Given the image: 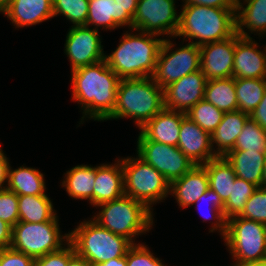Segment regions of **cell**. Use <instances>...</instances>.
Wrapping results in <instances>:
<instances>
[{"label": "cell", "mask_w": 266, "mask_h": 266, "mask_svg": "<svg viewBox=\"0 0 266 266\" xmlns=\"http://www.w3.org/2000/svg\"><path fill=\"white\" fill-rule=\"evenodd\" d=\"M72 99L81 106L83 117L106 120L114 111L120 78L106 60L71 71ZM80 102V103H79Z\"/></svg>", "instance_id": "1"}, {"label": "cell", "mask_w": 266, "mask_h": 266, "mask_svg": "<svg viewBox=\"0 0 266 266\" xmlns=\"http://www.w3.org/2000/svg\"><path fill=\"white\" fill-rule=\"evenodd\" d=\"M126 32L112 54H105L107 65L120 79L152 77L164 39L141 31Z\"/></svg>", "instance_id": "2"}, {"label": "cell", "mask_w": 266, "mask_h": 266, "mask_svg": "<svg viewBox=\"0 0 266 266\" xmlns=\"http://www.w3.org/2000/svg\"><path fill=\"white\" fill-rule=\"evenodd\" d=\"M182 6V11L179 13V28L175 37L182 36L186 41L192 39L190 43L202 46L228 39L236 33V8Z\"/></svg>", "instance_id": "3"}, {"label": "cell", "mask_w": 266, "mask_h": 266, "mask_svg": "<svg viewBox=\"0 0 266 266\" xmlns=\"http://www.w3.org/2000/svg\"><path fill=\"white\" fill-rule=\"evenodd\" d=\"M164 108L163 89L152 77L121 79L113 113L106 119L131 118L141 129Z\"/></svg>", "instance_id": "4"}, {"label": "cell", "mask_w": 266, "mask_h": 266, "mask_svg": "<svg viewBox=\"0 0 266 266\" xmlns=\"http://www.w3.org/2000/svg\"><path fill=\"white\" fill-rule=\"evenodd\" d=\"M101 211L92 218L101 227L128 239L132 244L134 237L145 234L153 226V211L144 203L123 195L122 197L98 205ZM134 240V241H133Z\"/></svg>", "instance_id": "5"}, {"label": "cell", "mask_w": 266, "mask_h": 266, "mask_svg": "<svg viewBox=\"0 0 266 266\" xmlns=\"http://www.w3.org/2000/svg\"><path fill=\"white\" fill-rule=\"evenodd\" d=\"M68 234L76 254L87 259L93 266L124 257L133 245L125 237L101 227L93 219L81 222Z\"/></svg>", "instance_id": "6"}, {"label": "cell", "mask_w": 266, "mask_h": 266, "mask_svg": "<svg viewBox=\"0 0 266 266\" xmlns=\"http://www.w3.org/2000/svg\"><path fill=\"white\" fill-rule=\"evenodd\" d=\"M232 259L231 266H258L266 264V225L234 216L227 220L224 238Z\"/></svg>", "instance_id": "7"}, {"label": "cell", "mask_w": 266, "mask_h": 266, "mask_svg": "<svg viewBox=\"0 0 266 266\" xmlns=\"http://www.w3.org/2000/svg\"><path fill=\"white\" fill-rule=\"evenodd\" d=\"M121 164L124 195L144 203L151 211L152 204L159 203L170 195V183L138 155L136 158H121Z\"/></svg>", "instance_id": "8"}, {"label": "cell", "mask_w": 266, "mask_h": 266, "mask_svg": "<svg viewBox=\"0 0 266 266\" xmlns=\"http://www.w3.org/2000/svg\"><path fill=\"white\" fill-rule=\"evenodd\" d=\"M58 219L56 216L50 221L40 223L19 221L12 228L10 247L35 260L60 250L69 241V234H61Z\"/></svg>", "instance_id": "9"}, {"label": "cell", "mask_w": 266, "mask_h": 266, "mask_svg": "<svg viewBox=\"0 0 266 266\" xmlns=\"http://www.w3.org/2000/svg\"><path fill=\"white\" fill-rule=\"evenodd\" d=\"M174 46L176 45L170 39L164 38L152 75V79L162 89L185 75L200 70V47L198 45L189 42L176 50L172 48Z\"/></svg>", "instance_id": "10"}, {"label": "cell", "mask_w": 266, "mask_h": 266, "mask_svg": "<svg viewBox=\"0 0 266 266\" xmlns=\"http://www.w3.org/2000/svg\"><path fill=\"white\" fill-rule=\"evenodd\" d=\"M136 151L140 158L159 171L170 184L195 166L177 146L148 140L141 132Z\"/></svg>", "instance_id": "11"}, {"label": "cell", "mask_w": 266, "mask_h": 266, "mask_svg": "<svg viewBox=\"0 0 266 266\" xmlns=\"http://www.w3.org/2000/svg\"><path fill=\"white\" fill-rule=\"evenodd\" d=\"M175 0H138L133 17V31L175 37L179 16Z\"/></svg>", "instance_id": "12"}, {"label": "cell", "mask_w": 266, "mask_h": 266, "mask_svg": "<svg viewBox=\"0 0 266 266\" xmlns=\"http://www.w3.org/2000/svg\"><path fill=\"white\" fill-rule=\"evenodd\" d=\"M71 27L66 36L64 49L71 63V71L105 59L98 30L85 25Z\"/></svg>", "instance_id": "13"}, {"label": "cell", "mask_w": 266, "mask_h": 266, "mask_svg": "<svg viewBox=\"0 0 266 266\" xmlns=\"http://www.w3.org/2000/svg\"><path fill=\"white\" fill-rule=\"evenodd\" d=\"M206 83L201 69L171 83L163 89L164 108L186 113L204 99Z\"/></svg>", "instance_id": "14"}, {"label": "cell", "mask_w": 266, "mask_h": 266, "mask_svg": "<svg viewBox=\"0 0 266 266\" xmlns=\"http://www.w3.org/2000/svg\"><path fill=\"white\" fill-rule=\"evenodd\" d=\"M200 47V69L207 80L233 77L235 34Z\"/></svg>", "instance_id": "15"}, {"label": "cell", "mask_w": 266, "mask_h": 266, "mask_svg": "<svg viewBox=\"0 0 266 266\" xmlns=\"http://www.w3.org/2000/svg\"><path fill=\"white\" fill-rule=\"evenodd\" d=\"M233 78H266V47L258 50V43L235 33Z\"/></svg>", "instance_id": "16"}, {"label": "cell", "mask_w": 266, "mask_h": 266, "mask_svg": "<svg viewBox=\"0 0 266 266\" xmlns=\"http://www.w3.org/2000/svg\"><path fill=\"white\" fill-rule=\"evenodd\" d=\"M177 147L195 165H203L218 157L212 149L211 134L187 116L181 121Z\"/></svg>", "instance_id": "17"}, {"label": "cell", "mask_w": 266, "mask_h": 266, "mask_svg": "<svg viewBox=\"0 0 266 266\" xmlns=\"http://www.w3.org/2000/svg\"><path fill=\"white\" fill-rule=\"evenodd\" d=\"M2 14L16 28L32 26L53 18V0H11Z\"/></svg>", "instance_id": "18"}, {"label": "cell", "mask_w": 266, "mask_h": 266, "mask_svg": "<svg viewBox=\"0 0 266 266\" xmlns=\"http://www.w3.org/2000/svg\"><path fill=\"white\" fill-rule=\"evenodd\" d=\"M186 113L163 108L150 119L140 132L151 141L177 146L180 136V126Z\"/></svg>", "instance_id": "19"}, {"label": "cell", "mask_w": 266, "mask_h": 266, "mask_svg": "<svg viewBox=\"0 0 266 266\" xmlns=\"http://www.w3.org/2000/svg\"><path fill=\"white\" fill-rule=\"evenodd\" d=\"M116 160L114 164H101L100 166H96L94 207L113 201L124 195L121 159Z\"/></svg>", "instance_id": "20"}, {"label": "cell", "mask_w": 266, "mask_h": 266, "mask_svg": "<svg viewBox=\"0 0 266 266\" xmlns=\"http://www.w3.org/2000/svg\"><path fill=\"white\" fill-rule=\"evenodd\" d=\"M209 188V178L202 165H195L189 172L170 184V194L182 208L192 206Z\"/></svg>", "instance_id": "21"}, {"label": "cell", "mask_w": 266, "mask_h": 266, "mask_svg": "<svg viewBox=\"0 0 266 266\" xmlns=\"http://www.w3.org/2000/svg\"><path fill=\"white\" fill-rule=\"evenodd\" d=\"M249 118L250 115L240 110L224 113L222 121L211 134L212 149L217 156L224 157L234 148L238 135Z\"/></svg>", "instance_id": "22"}, {"label": "cell", "mask_w": 266, "mask_h": 266, "mask_svg": "<svg viewBox=\"0 0 266 266\" xmlns=\"http://www.w3.org/2000/svg\"><path fill=\"white\" fill-rule=\"evenodd\" d=\"M235 18L236 33L241 37L251 38L247 32L264 36L266 34V0H245L238 3ZM244 27L249 31L246 32Z\"/></svg>", "instance_id": "23"}, {"label": "cell", "mask_w": 266, "mask_h": 266, "mask_svg": "<svg viewBox=\"0 0 266 266\" xmlns=\"http://www.w3.org/2000/svg\"><path fill=\"white\" fill-rule=\"evenodd\" d=\"M224 157L233 166L238 178L253 183L257 187L262 186V171L266 153L230 150Z\"/></svg>", "instance_id": "24"}, {"label": "cell", "mask_w": 266, "mask_h": 266, "mask_svg": "<svg viewBox=\"0 0 266 266\" xmlns=\"http://www.w3.org/2000/svg\"><path fill=\"white\" fill-rule=\"evenodd\" d=\"M96 166L77 165L65 173L62 186L71 198L88 200L94 206Z\"/></svg>", "instance_id": "25"}, {"label": "cell", "mask_w": 266, "mask_h": 266, "mask_svg": "<svg viewBox=\"0 0 266 266\" xmlns=\"http://www.w3.org/2000/svg\"><path fill=\"white\" fill-rule=\"evenodd\" d=\"M7 189L22 195H45L44 174L31 167L20 166L12 170L9 166Z\"/></svg>", "instance_id": "26"}, {"label": "cell", "mask_w": 266, "mask_h": 266, "mask_svg": "<svg viewBox=\"0 0 266 266\" xmlns=\"http://www.w3.org/2000/svg\"><path fill=\"white\" fill-rule=\"evenodd\" d=\"M208 174L209 188L215 191L225 203L236 179L233 166L225 157L218 156L202 165Z\"/></svg>", "instance_id": "27"}, {"label": "cell", "mask_w": 266, "mask_h": 266, "mask_svg": "<svg viewBox=\"0 0 266 266\" xmlns=\"http://www.w3.org/2000/svg\"><path fill=\"white\" fill-rule=\"evenodd\" d=\"M47 194L18 196L19 221L40 223L54 219L57 214Z\"/></svg>", "instance_id": "28"}, {"label": "cell", "mask_w": 266, "mask_h": 266, "mask_svg": "<svg viewBox=\"0 0 266 266\" xmlns=\"http://www.w3.org/2000/svg\"><path fill=\"white\" fill-rule=\"evenodd\" d=\"M204 99L224 113L238 110L235 79L207 80Z\"/></svg>", "instance_id": "29"}, {"label": "cell", "mask_w": 266, "mask_h": 266, "mask_svg": "<svg viewBox=\"0 0 266 266\" xmlns=\"http://www.w3.org/2000/svg\"><path fill=\"white\" fill-rule=\"evenodd\" d=\"M238 110L250 115L261 102L266 90V78L235 79Z\"/></svg>", "instance_id": "30"}, {"label": "cell", "mask_w": 266, "mask_h": 266, "mask_svg": "<svg viewBox=\"0 0 266 266\" xmlns=\"http://www.w3.org/2000/svg\"><path fill=\"white\" fill-rule=\"evenodd\" d=\"M102 29L119 28V6L114 0H89V11L85 26Z\"/></svg>", "instance_id": "31"}, {"label": "cell", "mask_w": 266, "mask_h": 266, "mask_svg": "<svg viewBox=\"0 0 266 266\" xmlns=\"http://www.w3.org/2000/svg\"><path fill=\"white\" fill-rule=\"evenodd\" d=\"M257 188L253 183L236 177L232 185L231 194L224 203V217L228 220L231 217L240 215L245 208L247 200Z\"/></svg>", "instance_id": "32"}, {"label": "cell", "mask_w": 266, "mask_h": 266, "mask_svg": "<svg viewBox=\"0 0 266 266\" xmlns=\"http://www.w3.org/2000/svg\"><path fill=\"white\" fill-rule=\"evenodd\" d=\"M204 201L205 203H208V213H212V214H207L206 216H204V221L207 220H215L216 221L212 224L213 226L211 227V230L209 232H213V231H218L220 232V234L222 235V237L224 238L226 233H227V219L224 217V213H223V209H224V202L221 200L220 196L213 191L211 188H208L207 191L201 195L193 205L196 206V208L198 209V211H200V204ZM200 203V204H199ZM204 203V204H205ZM211 206V207H210ZM207 207V206H206ZM210 211V212H209ZM201 216H203L201 214ZM210 216V217H209Z\"/></svg>", "instance_id": "33"}, {"label": "cell", "mask_w": 266, "mask_h": 266, "mask_svg": "<svg viewBox=\"0 0 266 266\" xmlns=\"http://www.w3.org/2000/svg\"><path fill=\"white\" fill-rule=\"evenodd\" d=\"M232 150L257 151L266 153V130L251 118L245 123Z\"/></svg>", "instance_id": "34"}, {"label": "cell", "mask_w": 266, "mask_h": 266, "mask_svg": "<svg viewBox=\"0 0 266 266\" xmlns=\"http://www.w3.org/2000/svg\"><path fill=\"white\" fill-rule=\"evenodd\" d=\"M223 115V111L217 109L212 103H209L205 99L196 103L189 111L186 112L187 117L210 134H212L220 124Z\"/></svg>", "instance_id": "35"}, {"label": "cell", "mask_w": 266, "mask_h": 266, "mask_svg": "<svg viewBox=\"0 0 266 266\" xmlns=\"http://www.w3.org/2000/svg\"><path fill=\"white\" fill-rule=\"evenodd\" d=\"M89 0H53V16L63 15L74 26L86 25Z\"/></svg>", "instance_id": "36"}, {"label": "cell", "mask_w": 266, "mask_h": 266, "mask_svg": "<svg viewBox=\"0 0 266 266\" xmlns=\"http://www.w3.org/2000/svg\"><path fill=\"white\" fill-rule=\"evenodd\" d=\"M240 217L266 225V189L258 187L247 200Z\"/></svg>", "instance_id": "37"}, {"label": "cell", "mask_w": 266, "mask_h": 266, "mask_svg": "<svg viewBox=\"0 0 266 266\" xmlns=\"http://www.w3.org/2000/svg\"><path fill=\"white\" fill-rule=\"evenodd\" d=\"M142 243L133 244L126 252L127 266H166Z\"/></svg>", "instance_id": "38"}, {"label": "cell", "mask_w": 266, "mask_h": 266, "mask_svg": "<svg viewBox=\"0 0 266 266\" xmlns=\"http://www.w3.org/2000/svg\"><path fill=\"white\" fill-rule=\"evenodd\" d=\"M0 220L12 228L19 222L18 195L8 189L0 191Z\"/></svg>", "instance_id": "39"}, {"label": "cell", "mask_w": 266, "mask_h": 266, "mask_svg": "<svg viewBox=\"0 0 266 266\" xmlns=\"http://www.w3.org/2000/svg\"><path fill=\"white\" fill-rule=\"evenodd\" d=\"M75 254L73 245L68 241L60 250L37 258L34 266H66Z\"/></svg>", "instance_id": "40"}, {"label": "cell", "mask_w": 266, "mask_h": 266, "mask_svg": "<svg viewBox=\"0 0 266 266\" xmlns=\"http://www.w3.org/2000/svg\"><path fill=\"white\" fill-rule=\"evenodd\" d=\"M35 259L11 247L0 249V266H34Z\"/></svg>", "instance_id": "41"}, {"label": "cell", "mask_w": 266, "mask_h": 266, "mask_svg": "<svg viewBox=\"0 0 266 266\" xmlns=\"http://www.w3.org/2000/svg\"><path fill=\"white\" fill-rule=\"evenodd\" d=\"M119 6V27L129 26L133 30V17L138 0H114Z\"/></svg>", "instance_id": "42"}, {"label": "cell", "mask_w": 266, "mask_h": 266, "mask_svg": "<svg viewBox=\"0 0 266 266\" xmlns=\"http://www.w3.org/2000/svg\"><path fill=\"white\" fill-rule=\"evenodd\" d=\"M183 1V0H182ZM183 5H201L216 8H236V0H184Z\"/></svg>", "instance_id": "43"}, {"label": "cell", "mask_w": 266, "mask_h": 266, "mask_svg": "<svg viewBox=\"0 0 266 266\" xmlns=\"http://www.w3.org/2000/svg\"><path fill=\"white\" fill-rule=\"evenodd\" d=\"M250 118L266 130V90L261 102L250 114Z\"/></svg>", "instance_id": "44"}, {"label": "cell", "mask_w": 266, "mask_h": 266, "mask_svg": "<svg viewBox=\"0 0 266 266\" xmlns=\"http://www.w3.org/2000/svg\"><path fill=\"white\" fill-rule=\"evenodd\" d=\"M1 148L2 147H0V191L7 189L4 183L8 182V171L10 166L9 160Z\"/></svg>", "instance_id": "45"}, {"label": "cell", "mask_w": 266, "mask_h": 266, "mask_svg": "<svg viewBox=\"0 0 266 266\" xmlns=\"http://www.w3.org/2000/svg\"><path fill=\"white\" fill-rule=\"evenodd\" d=\"M12 242V227L0 220V249L9 248Z\"/></svg>", "instance_id": "46"}, {"label": "cell", "mask_w": 266, "mask_h": 266, "mask_svg": "<svg viewBox=\"0 0 266 266\" xmlns=\"http://www.w3.org/2000/svg\"><path fill=\"white\" fill-rule=\"evenodd\" d=\"M66 266H93L87 259L82 258L75 254Z\"/></svg>", "instance_id": "47"}, {"label": "cell", "mask_w": 266, "mask_h": 266, "mask_svg": "<svg viewBox=\"0 0 266 266\" xmlns=\"http://www.w3.org/2000/svg\"><path fill=\"white\" fill-rule=\"evenodd\" d=\"M95 266H127L126 264V255L124 257H119V258H113L109 261L100 263Z\"/></svg>", "instance_id": "48"}, {"label": "cell", "mask_w": 266, "mask_h": 266, "mask_svg": "<svg viewBox=\"0 0 266 266\" xmlns=\"http://www.w3.org/2000/svg\"><path fill=\"white\" fill-rule=\"evenodd\" d=\"M261 187L266 189V158H265L264 167L262 171V186Z\"/></svg>", "instance_id": "49"}, {"label": "cell", "mask_w": 266, "mask_h": 266, "mask_svg": "<svg viewBox=\"0 0 266 266\" xmlns=\"http://www.w3.org/2000/svg\"><path fill=\"white\" fill-rule=\"evenodd\" d=\"M11 0H0V13L9 5Z\"/></svg>", "instance_id": "50"}, {"label": "cell", "mask_w": 266, "mask_h": 266, "mask_svg": "<svg viewBox=\"0 0 266 266\" xmlns=\"http://www.w3.org/2000/svg\"><path fill=\"white\" fill-rule=\"evenodd\" d=\"M236 1H237V4H238V3L242 2V1H245V0H236Z\"/></svg>", "instance_id": "51"}]
</instances>
